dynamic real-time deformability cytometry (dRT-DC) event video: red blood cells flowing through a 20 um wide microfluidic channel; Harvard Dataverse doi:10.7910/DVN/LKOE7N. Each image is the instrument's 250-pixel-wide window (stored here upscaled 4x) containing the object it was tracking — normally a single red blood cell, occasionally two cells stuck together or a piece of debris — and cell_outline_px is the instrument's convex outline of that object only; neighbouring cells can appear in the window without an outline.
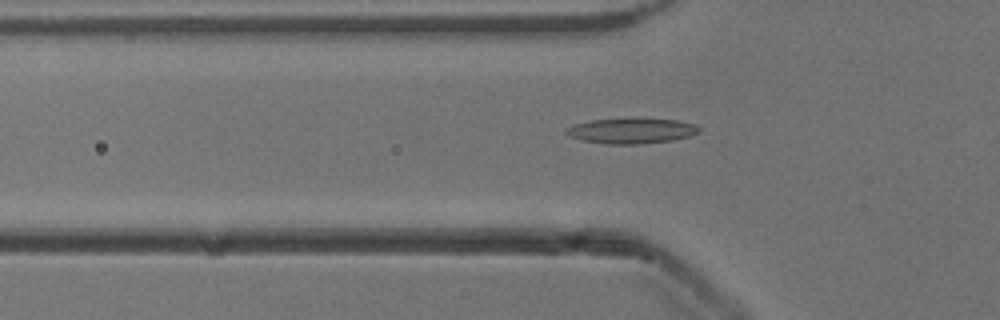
{"species": "common noctule bat (a hibernating species)", "species_latin": "Nyctalus noctula", "temperature_condition": "cold", "stored_images_in_passage": 40, "camera_frame_rate_fps": 3000, "um_per_image_px": 0.085, "animal": {"sex": "male", "body_mass_g": 13.3}, "frame": {"image": 1, "passage_image": 5, "time_ms": 1.333, "image_size_px": [1000, 320], "cell_outline_px": [[700, 132], [688, 136], [672, 140], [640, 144], [608, 144], [584, 140], [568, 136], [564, 132], [568, 128], [576, 124], [592, 120], [676, 120], [696, 124], [700, 128]], "centroid_in_image_um": [53.7, 11.14], "position_along_channel_um": 72.1, "area_um2": 18.9}}
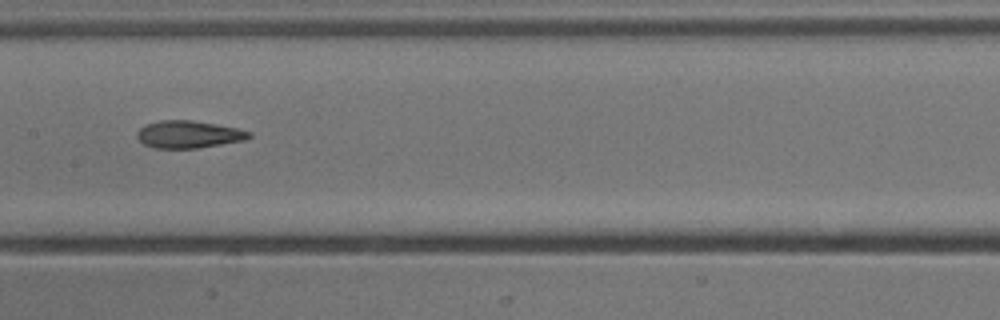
{"frame": {"image": 2, "passage_image": 14, "time_ms": 4.333, "image_size_px": [1000, 320], "cell_outline_px": [[252, 136], [244, 140], [196, 148], [152, 148], [144, 144], [136, 136], [136, 132], [144, 124], [160, 120], [192, 120], [216, 124], [236, 128], [252, 132]], "centroid_in_image_um": [15.99, 11.41], "position_along_channel_um": 191.4, "area_um2": 17.86}}
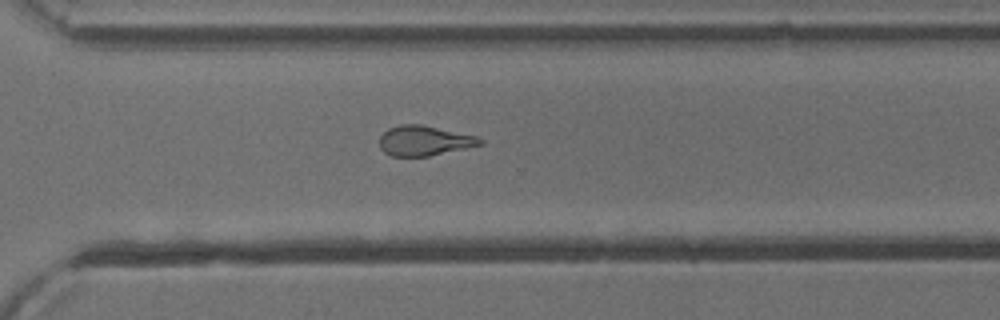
{"frame": {"image": 3, "passage_image": 25, "time_ms": 8.0, "image_size_px": [1000, 320], "cell_outline_px": [[484, 144], [428, 156], [392, 156], [384, 152], [380, 148], [380, 136], [388, 128], [400, 124], [420, 124], [476, 136], [484, 140]], "centroid_in_image_um": [36.05, 11.95], "position_along_channel_um": 334.6, "area_um2": 17.46}, "authors_computed_cell_mechanics": {"area_um2": 18.207, "velocity_mm_per_s": 3.9244, "shape_relaxation_time_tau1_ms": 4.6598, "shape_relaxation_time_tau2_ms": 4.3364, "deformation_change_tau1": 0.1714, "deformation_change_tau2": 0.1171}}